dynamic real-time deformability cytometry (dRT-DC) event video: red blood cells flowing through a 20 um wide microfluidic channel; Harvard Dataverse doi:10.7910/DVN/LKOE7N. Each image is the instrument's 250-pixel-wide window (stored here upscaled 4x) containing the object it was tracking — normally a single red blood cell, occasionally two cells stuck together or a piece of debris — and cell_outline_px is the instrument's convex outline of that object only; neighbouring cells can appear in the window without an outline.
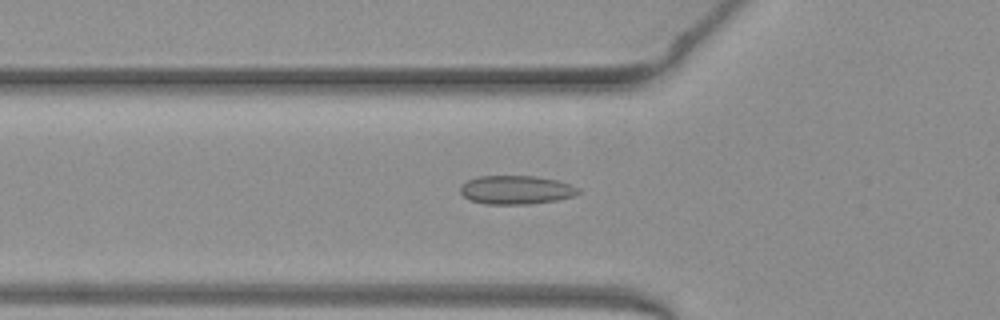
{"species": "common noctule bat (a hibernating species)", "species_latin": "Nyctalus noctula", "temperature_condition": "warm", "stored_images_in_passage": 43, "camera_frame_rate_fps": 3000, "um_per_image_px": 0.085, "animal": {"sex": "female", "body_mass_g": 19.3, "forearm_length_mm": 54.1}, "frame": {"image": 1, "passage_image": 16, "time_ms": 5.0, "image_size_px": [1000, 320], "cell_outline_px": [[580, 192], [572, 196], [556, 200], [528, 204], [484, 204], [472, 200], [464, 196], [460, 192], [460, 188], [468, 180], [480, 176], [536, 176], [556, 180], [580, 188]], "centroid_in_image_um": [43.87, 16.14], "position_along_channel_um": 81.9, "area_um2": 19.48}}
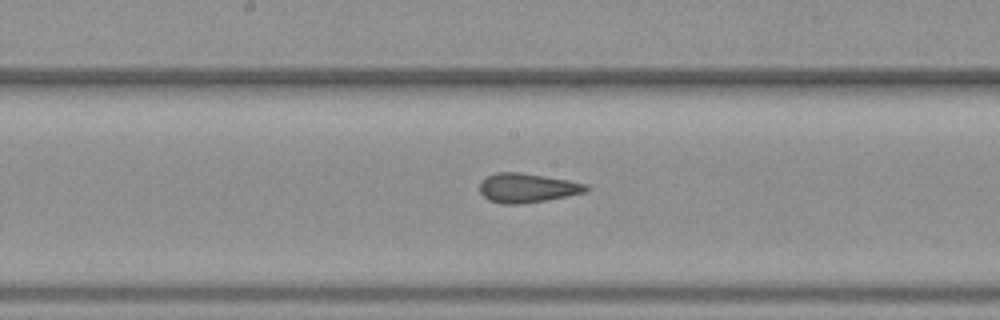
{"frame": {"image": 2, "passage_image": 25, "time_ms": 8.0, "image_size_px": [1000, 320], "cell_outline_px": [[592, 188], [588, 192], [568, 196], [520, 204], [504, 204], [488, 200], [480, 192], [480, 180], [496, 172], [520, 172], [568, 180], [588, 184]], "centroid_in_image_um": [44.84, 15.97], "position_along_channel_um": 203.4, "area_um2": 18.26}}
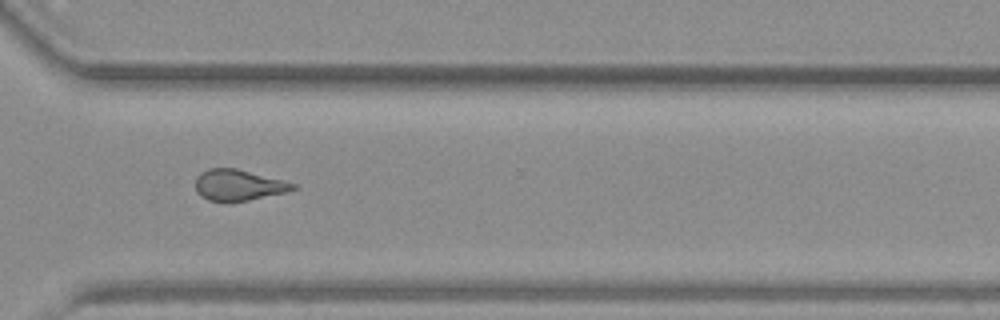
{"frame": {"image": 3, "passage_image": 36, "time_ms": 11.667, "image_size_px": [1000, 320], "cell_outline_px": [[296, 188], [288, 192], [232, 204], [224, 204], [208, 200], [200, 196], [196, 192], [196, 176], [208, 168], [236, 168], [296, 184]], "centroid_in_image_um": [20.22, 15.78], "position_along_channel_um": 350.4, "area_um2": 18.09}}